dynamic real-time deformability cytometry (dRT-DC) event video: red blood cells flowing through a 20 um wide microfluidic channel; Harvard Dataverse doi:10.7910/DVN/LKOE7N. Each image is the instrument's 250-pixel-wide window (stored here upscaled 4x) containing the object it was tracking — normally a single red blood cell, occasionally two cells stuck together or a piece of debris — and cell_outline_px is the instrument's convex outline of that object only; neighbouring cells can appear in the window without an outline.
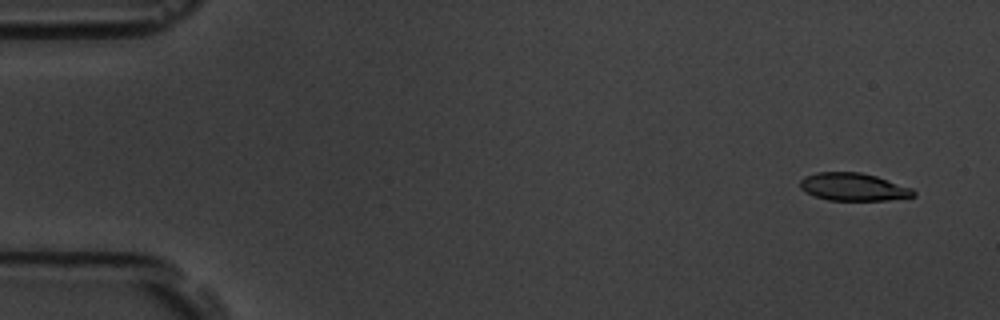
{"species": "common noctule bat (a hibernating species)", "species_latin": "Nyctalus noctula", "temperature_condition": "room temperature", "stored_images_in_passage": 5, "camera_frame_rate_fps": 3000, "um_per_image_px": 0.085, "animal": {"sex": "male", "body_mass_g": 19.5, "forearm_length_mm": 54.6}, "frame": {"image": 1, "passage_image": 1, "time_ms": 0.0, "image_size_px": [1000, 320], "cell_outline_px": [[916, 196], [888, 200], [828, 200], [816, 196], [800, 188], [800, 180], [804, 176], [816, 172], [860, 172], [876, 176], [912, 188], [916, 192]], "centroid_in_image_um": [72.55, 15.88], "position_along_channel_um": 12.5, "area_um2": 18.26}}
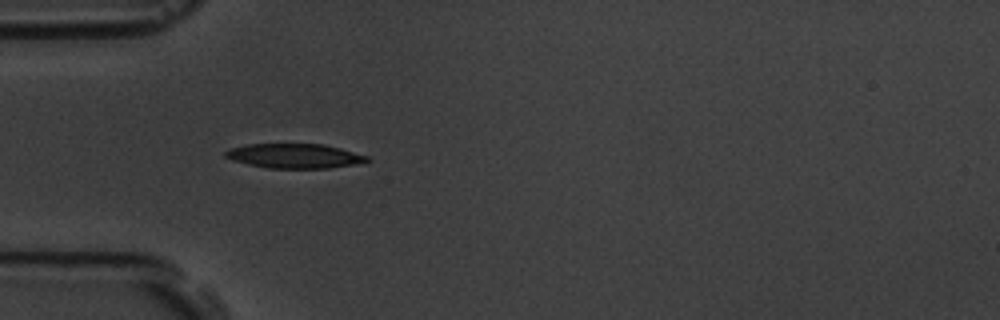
{"frame": {"image": 2, "passage_image": 5, "time_ms": 4.667, "image_size_px": [1000, 320], "cell_outline_px": [[372, 160], [352, 164], [328, 168], [268, 168], [248, 164], [232, 160], [224, 156], [224, 152], [228, 148], [248, 144], [324, 144], [340, 148], [368, 156]], "centroid_in_image_um": [24.99, 13.25], "position_along_channel_um": 60.0, "area_um2": 20.17}}